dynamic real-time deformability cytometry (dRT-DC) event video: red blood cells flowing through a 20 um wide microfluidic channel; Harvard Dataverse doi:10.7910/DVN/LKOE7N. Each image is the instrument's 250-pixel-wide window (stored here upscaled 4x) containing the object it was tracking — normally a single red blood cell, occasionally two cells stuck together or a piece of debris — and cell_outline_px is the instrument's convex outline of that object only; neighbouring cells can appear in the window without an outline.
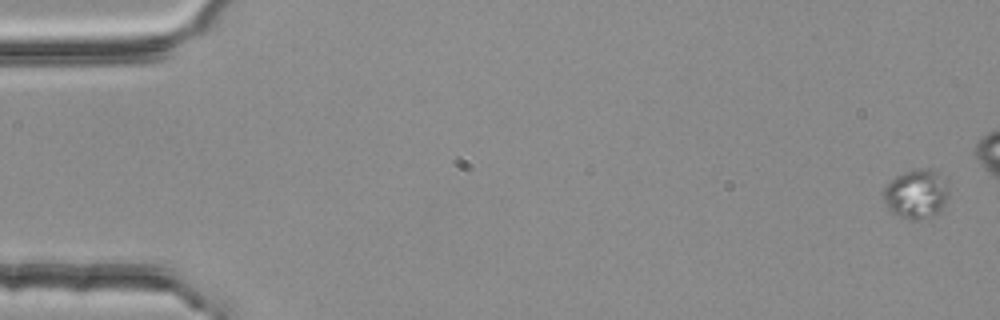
{"species": "common noctule bat (a hibernating species)", "species_latin": "Nyctalus noctula", "temperature_condition": "room temperature", "stored_images_in_passage": 6, "camera_frame_rate_fps": 3000, "um_per_image_px": 0.085, "animal": {"sex": "female", "body_mass_g": 25.1}, "frame": {"image": 1, "passage_image": 1, "time_ms": 0.0, "image_size_px": [1000, 320], "cell_outline_px": [[948, 196], [940, 212], [932, 216], [916, 220], [912, 220], [900, 216], [892, 212], [888, 208], [884, 200], [884, 188], [896, 176], [904, 172], [920, 168], [932, 168], [940, 172], [948, 188]], "centroid_in_image_um": [77.91, 16.47], "position_along_channel_um": 7.1, "area_um2": 18.67}}